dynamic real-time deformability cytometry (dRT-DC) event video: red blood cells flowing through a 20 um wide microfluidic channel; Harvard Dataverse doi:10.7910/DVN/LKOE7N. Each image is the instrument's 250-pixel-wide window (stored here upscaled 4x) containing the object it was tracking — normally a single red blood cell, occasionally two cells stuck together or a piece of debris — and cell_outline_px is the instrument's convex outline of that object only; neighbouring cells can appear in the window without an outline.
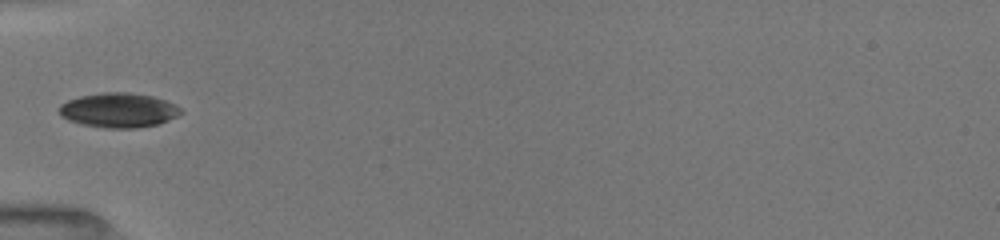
{"species": "common noctule bat (a hibernating species)", "species_latin": "Nyctalus noctula", "temperature_condition": "room temperature", "stored_images_in_passage": 16, "camera_frame_rate_fps": 3000, "um_per_image_px": 0.085, "animal": {"sex": "female", "body_mass_g": 19.5, "forearm_length_mm": 54.1}, "frame": {"image": 1, "passage_image": 1, "time_ms": 0.0, "image_size_px": [1000, 240], "cell_outline_px": [[184, 112], [160, 124], [136, 128], [104, 128], [80, 124], [68, 120], [60, 116], [60, 104], [68, 100], [80, 96], [104, 92], [128, 92], [152, 96], [176, 104]], "centroid_in_image_um": [10.09, 9.37], "position_along_channel_um": 74.9, "area_um2": 24.62}}